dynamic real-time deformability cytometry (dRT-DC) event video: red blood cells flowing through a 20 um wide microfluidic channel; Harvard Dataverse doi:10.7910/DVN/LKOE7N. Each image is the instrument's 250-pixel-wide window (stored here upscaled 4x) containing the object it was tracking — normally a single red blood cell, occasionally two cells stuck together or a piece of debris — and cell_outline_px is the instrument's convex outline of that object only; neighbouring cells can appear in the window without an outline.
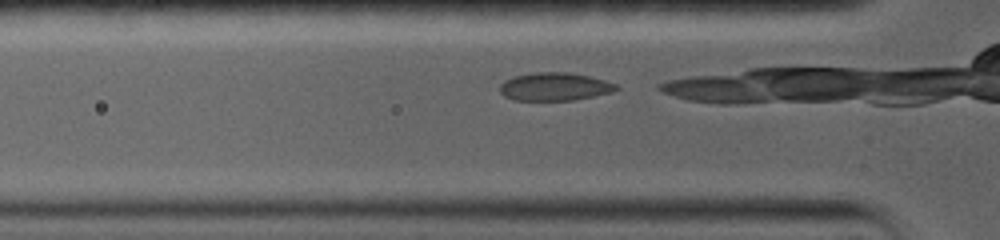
{"species": "common noctule bat (a hibernating species)", "species_latin": "Nyctalus noctula", "temperature_condition": "warm", "stored_images_in_passage": 27, "camera_frame_rate_fps": 5000, "um_per_image_px": 0.085, "animal": {"sex": "female", "body_mass_g": 19.0, "forearm_length_mm": 56.7}, "frame": {"image": 1, "passage_image": 2, "time_ms": 0.4, "image_size_px": [1000, 240], "cell_outline_px": [[620, 88], [612, 92], [572, 100], [512, 100], [504, 96], [500, 92], [500, 84], [504, 80], [512, 76], [536, 72], [568, 72], [588, 76], [604, 80], [616, 84]], "centroid_in_image_um": [47.1, 7.36], "position_along_channel_um": 78.7, "area_um2": 19.02}}
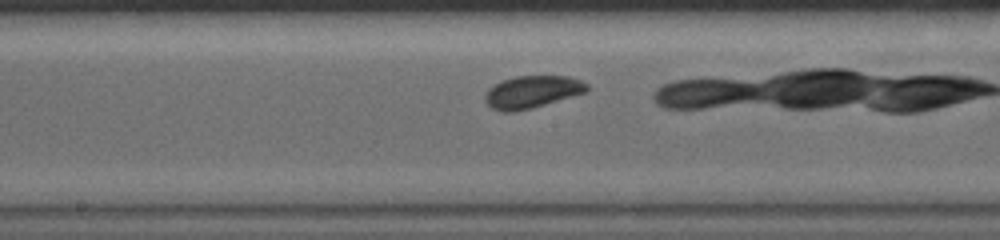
{"frame": {"image": 2, "passage_image": 12, "time_ms": 3.8, "image_size_px": [1000, 240], "cell_outline_px": [[588, 92], [532, 108], [512, 112], [500, 112], [492, 108], [484, 100], [484, 96], [488, 88], [504, 80], [516, 76], [568, 76], [580, 80], [588, 84]], "centroid_in_image_um": [45.23, 7.82], "position_along_channel_um": 203.0, "area_um2": 19.25}}
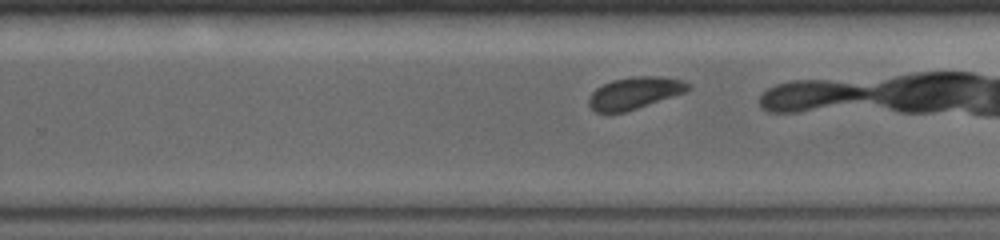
{"frame": {"image": 3, "passage_image": 17, "time_ms": 5.8, "image_size_px": [1000, 240], "cell_outline_px": [[692, 88], [688, 92], [624, 112], [596, 112], [588, 104], [588, 100], [592, 92], [596, 88], [612, 80], [632, 76], [660, 76], [684, 80], [692, 84]], "centroid_in_image_um": [54.01, 7.89], "position_along_channel_um": 275.8, "area_um2": 18.67}}